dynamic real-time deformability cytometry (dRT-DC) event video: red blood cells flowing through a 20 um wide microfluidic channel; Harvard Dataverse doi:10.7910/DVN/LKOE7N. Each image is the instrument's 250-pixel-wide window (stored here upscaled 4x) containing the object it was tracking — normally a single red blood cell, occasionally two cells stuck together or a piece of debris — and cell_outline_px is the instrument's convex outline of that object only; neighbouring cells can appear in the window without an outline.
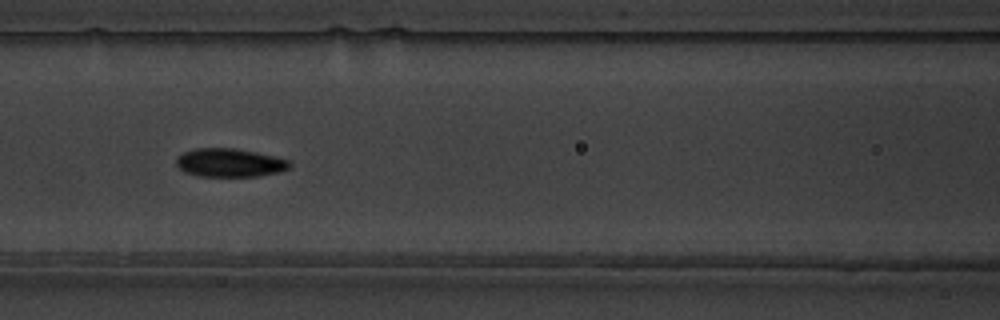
{"species": "common noctule bat (a hibernating species)", "species_latin": "Nyctalus noctula", "temperature_condition": "warm", "stored_images_in_passage": 9, "camera_frame_rate_fps": 3000, "um_per_image_px": 0.085, "animal": {"sex": "male", "body_mass_g": 19.5, "forearm_length_mm": 54.6}, "frame": {"image": 1, "passage_image": 7, "time_ms": 6.667, "image_size_px": [1000, 320], "cell_outline_px": [[292, 164], [288, 168], [280, 172], [260, 176], [200, 176], [184, 172], [176, 164], [176, 156], [184, 152], [196, 148], [236, 148], [256, 152], [288, 160]], "centroid_in_image_um": [19.51, 13.83], "position_along_channel_um": 147.1, "area_um2": 18.79}}
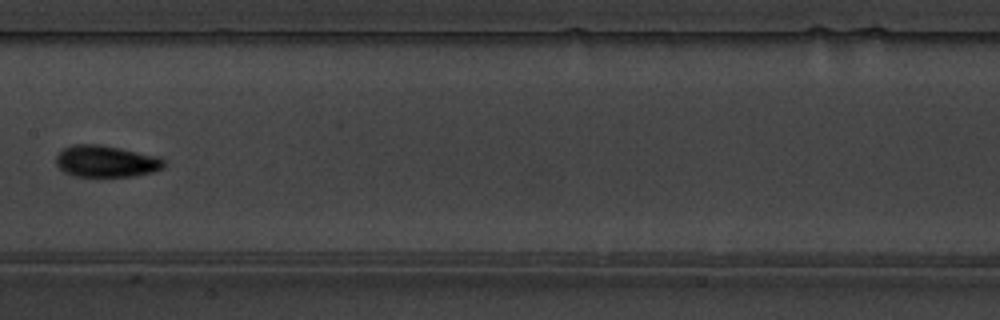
{"frame": {"image": 2, "passage_image": 8, "time_ms": 8.0, "image_size_px": [1000, 320], "cell_outline_px": [[164, 168], [152, 172], [136, 176], [72, 176], [64, 172], [56, 164], [56, 156], [64, 148], [72, 144], [96, 144], [120, 148], [156, 156], [164, 160]], "centroid_in_image_um": [9.0, 13.71], "position_along_channel_um": 198.4, "area_um2": 19.83}}
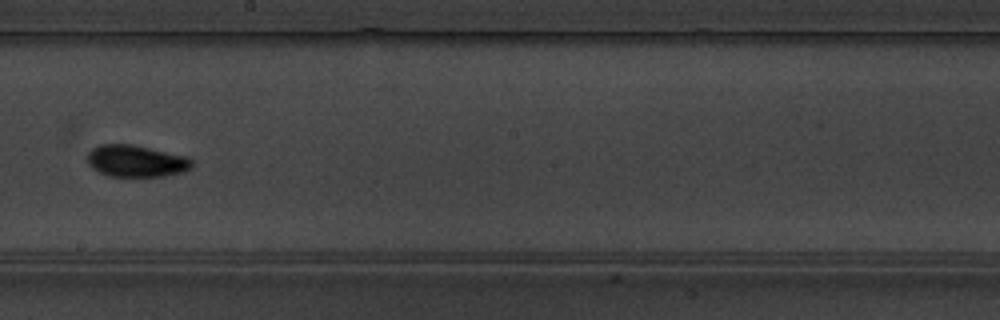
{"frame": {"image": 3, "passage_image": 9, "time_ms": 9.0, "image_size_px": [1000, 320], "cell_outline_px": [[192, 168], [184, 172], [164, 176], [108, 176], [92, 168], [88, 164], [88, 152], [92, 148], [100, 144], [132, 144], [188, 156], [192, 160]], "centroid_in_image_um": [11.59, 13.68], "position_along_channel_um": 236.6, "area_um2": 19.54}}